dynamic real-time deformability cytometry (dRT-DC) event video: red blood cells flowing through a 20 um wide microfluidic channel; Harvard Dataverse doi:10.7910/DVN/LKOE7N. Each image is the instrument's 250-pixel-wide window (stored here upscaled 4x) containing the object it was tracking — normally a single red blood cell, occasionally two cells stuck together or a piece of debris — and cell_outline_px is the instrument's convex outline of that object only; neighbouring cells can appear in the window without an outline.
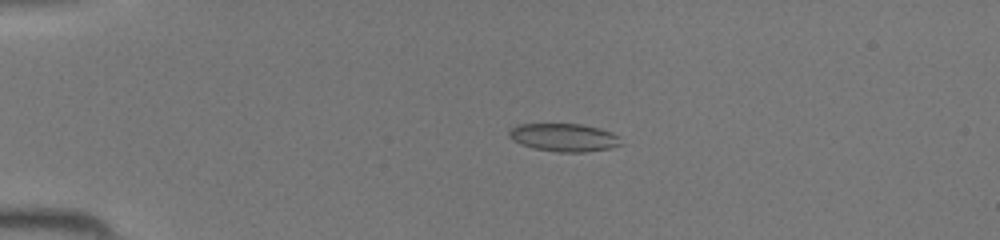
{"species": "common noctule bat (a hibernating species)", "species_latin": "Nyctalus noctula", "temperature_condition": "room temperature", "stored_images_in_passage": 46, "camera_frame_rate_fps": 3000, "um_per_image_px": 0.085, "animal": {"sex": "female", "body_mass_g": 19.5, "forearm_length_mm": 54.1}, "frame": {"image": 1, "passage_image": 11, "time_ms": 3.333, "image_size_px": [1000, 240], "cell_outline_px": [[624, 144], [612, 148], [584, 152], [560, 152], [536, 148], [520, 144], [512, 140], [508, 136], [508, 132], [516, 124], [580, 124], [600, 128], [612, 132], [620, 136]], "centroid_in_image_um": [47.98, 11.68], "position_along_channel_um": 37.0, "area_um2": 18.44}}
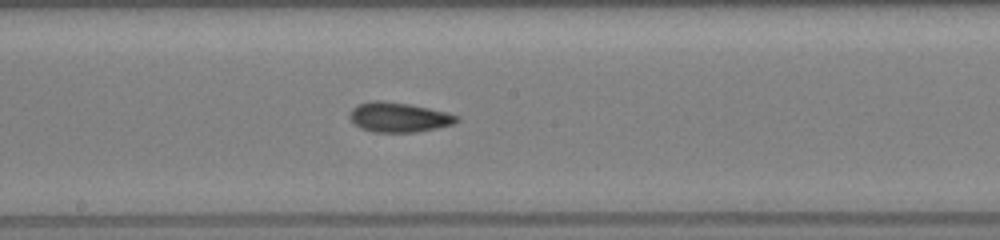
{"frame": {"image": 2, "passage_image": 26, "time_ms": 8.333, "image_size_px": [1000, 240], "cell_outline_px": [[460, 120], [452, 124], [436, 128], [416, 132], [372, 132], [360, 128], [348, 116], [352, 108], [356, 104], [372, 100], [380, 100], [408, 104], [428, 108], [460, 116]], "centroid_in_image_um": [33.86, 9.96], "position_along_channel_um": 214.3, "area_um2": 18.5}}
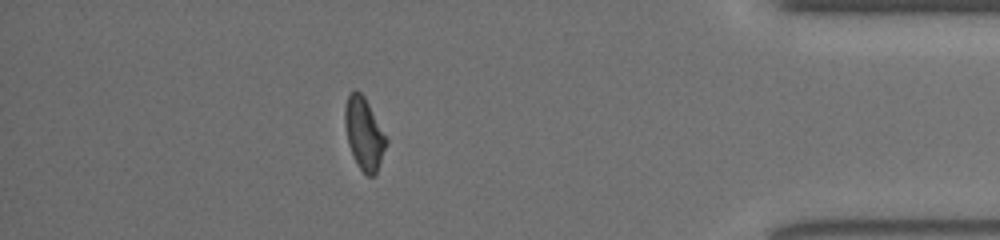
{"frame": {"image": 3, "passage_image": 41, "time_ms": 13.333, "image_size_px": [1000, 240], "cell_outline_px": [[388, 140], [376, 172], [372, 176], [368, 176], [360, 168], [348, 144], [344, 124], [344, 108], [348, 92], [356, 88], [364, 96]], "centroid_in_image_um": [30.91, 11.28], "position_along_channel_um": 404.3, "area_um2": 17.11}}